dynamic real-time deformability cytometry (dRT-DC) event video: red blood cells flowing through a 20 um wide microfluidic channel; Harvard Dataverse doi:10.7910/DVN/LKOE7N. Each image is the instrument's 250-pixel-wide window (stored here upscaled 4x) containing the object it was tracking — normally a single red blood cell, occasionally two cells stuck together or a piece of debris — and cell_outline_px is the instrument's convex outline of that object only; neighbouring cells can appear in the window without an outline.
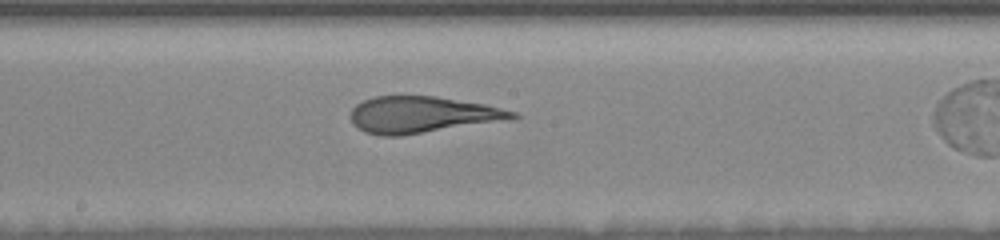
{"species": "human", "species_latin": "Homo sapiens", "temperature_condition": "room temperature", "stored_images_in_passage": 31, "camera_frame_rate_fps": 3000, "um_per_image_px": 0.085, "donor": {"sex": "female"}, "frame": {"image": 1, "passage_image": 12, "time_ms": 2.667, "image_size_px": [1000, 240], "cell_outline_px": [[520, 116], [508, 120], [400, 136], [384, 136], [364, 132], [356, 128], [352, 124], [352, 108], [356, 104], [364, 100], [376, 96], [436, 96], [484, 104], [516, 112]], "centroid_in_image_um": [35.86, 9.75], "position_along_channel_um": 212.3, "area_um2": 34.33}}
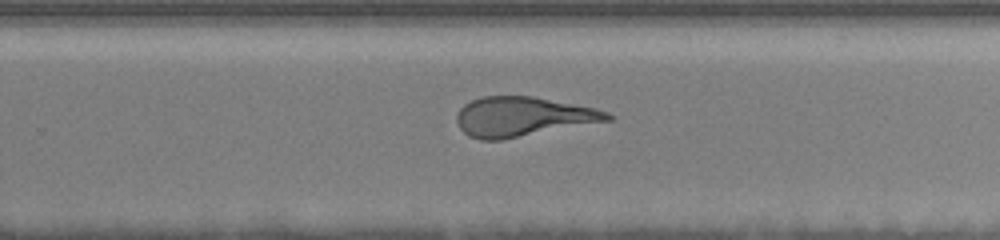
{"frame": {"image": 2, "passage_image": 18, "time_ms": 4.667, "image_size_px": [1000, 240], "cell_outline_px": [[616, 116], [612, 120], [500, 140], [480, 140], [468, 136], [460, 128], [456, 120], [456, 116], [460, 108], [464, 104], [472, 100], [484, 96], [532, 96], [596, 108], [608, 112]], "centroid_in_image_um": [44.44, 9.92], "position_along_channel_um": 285.4, "area_um2": 34.74}}
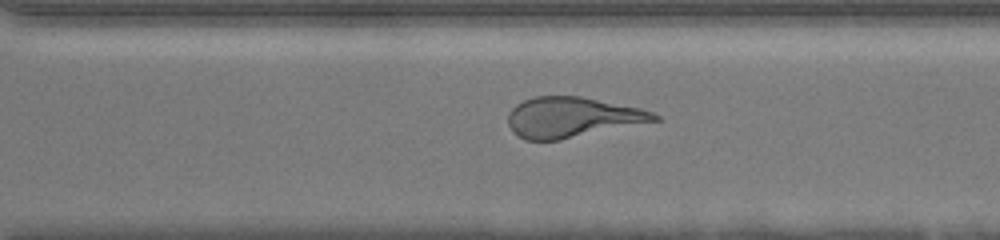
{"frame": {"image": 3, "passage_image": 22, "time_ms": 5.667, "image_size_px": [1000, 240], "cell_outline_px": [[664, 120], [560, 140], [524, 140], [512, 132], [508, 124], [508, 112], [516, 104], [524, 100], [536, 96], [580, 96], [640, 108], [652, 112], [660, 116]], "centroid_in_image_um": [48.65, 9.98], "position_along_channel_um": 321.9, "area_um2": 34.68}}